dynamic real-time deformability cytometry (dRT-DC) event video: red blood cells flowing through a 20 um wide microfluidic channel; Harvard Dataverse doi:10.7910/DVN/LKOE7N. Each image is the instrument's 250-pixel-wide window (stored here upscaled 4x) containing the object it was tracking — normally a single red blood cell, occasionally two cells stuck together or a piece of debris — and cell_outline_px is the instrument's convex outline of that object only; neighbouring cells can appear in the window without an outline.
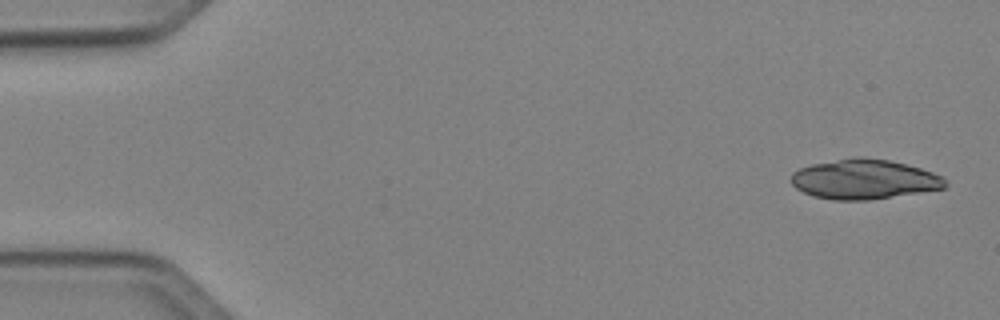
{"species": "Egyptian fruit bat (a non-hibernating species)", "species_latin": "Rousettus aegyptiacus", "temperature_condition": "cold", "stored_images_in_passage": 5, "segment_of_instrument_passage": [2, 2], "camera_frame_rate_fps": 3000, "um_per_image_px": 0.085, "animal": {"sex": "female"}, "frame": {"image": 1, "passage_image": 5, "time_ms": 4.667, "image_size_px": [1000, 320], "cell_outline_px": [[948, 184], [944, 188], [920, 192], [868, 200], [832, 200], [812, 196], [796, 188], [792, 184], [792, 172], [800, 168], [812, 164], [852, 156], [860, 156], [888, 160], [920, 168], [944, 176], [948, 180]], "centroid_in_image_um": [73.46, 15.23], "position_along_channel_um": 11.5, "area_um2": 35.84}}